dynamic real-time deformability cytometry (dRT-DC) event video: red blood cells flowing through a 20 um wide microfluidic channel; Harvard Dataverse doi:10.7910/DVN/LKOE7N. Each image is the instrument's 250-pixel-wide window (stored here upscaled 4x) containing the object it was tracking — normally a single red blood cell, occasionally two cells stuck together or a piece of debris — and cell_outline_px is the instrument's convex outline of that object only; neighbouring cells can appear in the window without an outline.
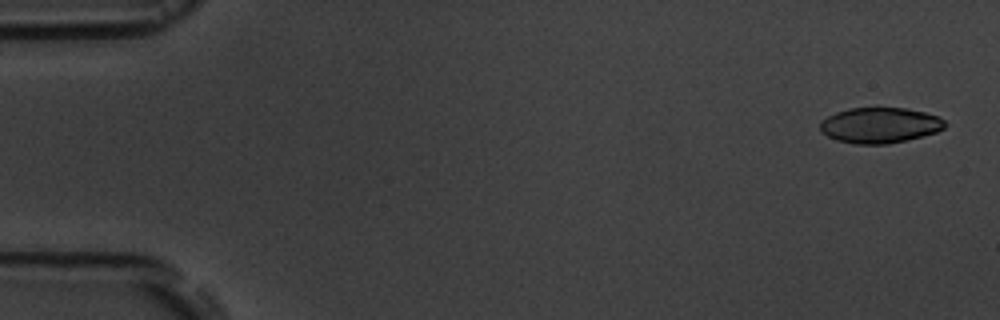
{"species": "common noctule bat (a hibernating species)", "species_latin": "Nyctalus noctula", "temperature_condition": "room temperature", "stored_images_in_passage": 5, "camera_frame_rate_fps": 3000, "um_per_image_px": 0.085, "animal": {"sex": "male", "body_mass_g": 19.5, "forearm_length_mm": 54.6}, "frame": {"image": 1, "passage_image": 1, "time_ms": 0.0, "image_size_px": [1000, 320], "cell_outline_px": [[948, 124], [944, 128], [936, 132], [908, 140], [888, 144], [856, 144], [836, 140], [820, 132], [820, 120], [836, 112], [848, 108], [904, 108], [924, 112], [940, 116]], "centroid_in_image_um": [74.79, 10.65], "position_along_channel_um": 10.2, "area_um2": 26.07}}
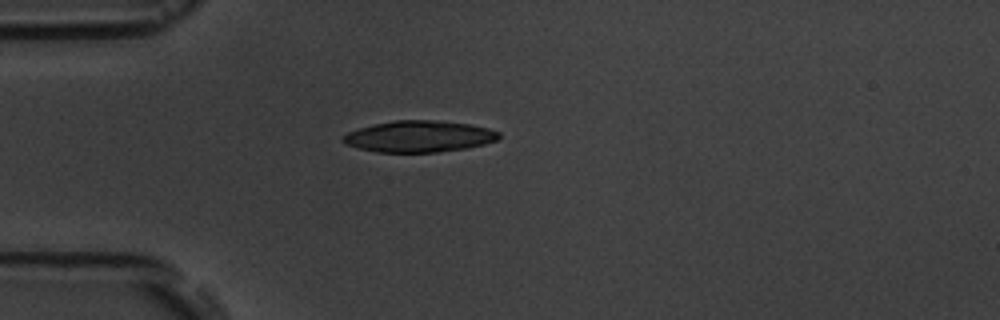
{"frame": {"image": 2, "passage_image": 5, "time_ms": 4.333, "image_size_px": [1000, 320], "cell_outline_px": [[500, 136], [496, 140], [484, 144], [464, 148], [436, 152], [376, 152], [356, 148], [344, 144], [340, 140], [340, 136], [348, 132], [360, 128], [376, 124], [396, 120], [436, 120], [468, 124], [488, 128], [500, 132]], "centroid_in_image_um": [35.57, 11.6], "position_along_channel_um": 49.4, "area_um2": 28.5}}